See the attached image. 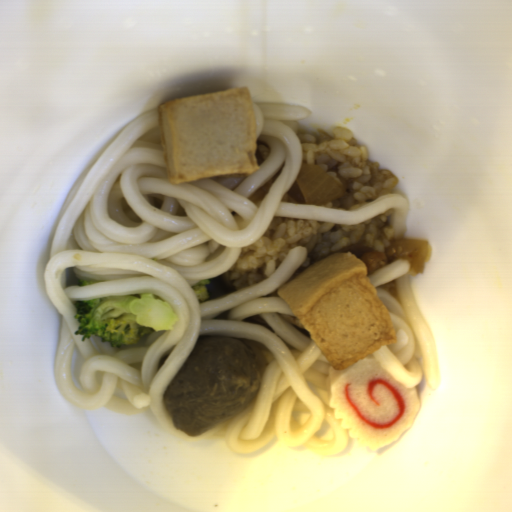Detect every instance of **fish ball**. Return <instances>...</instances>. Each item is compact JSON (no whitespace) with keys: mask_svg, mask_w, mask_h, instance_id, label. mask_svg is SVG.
Instances as JSON below:
<instances>
[{"mask_svg":"<svg viewBox=\"0 0 512 512\" xmlns=\"http://www.w3.org/2000/svg\"><path fill=\"white\" fill-rule=\"evenodd\" d=\"M334 371L347 370L393 344L395 322L353 254L336 252L276 290Z\"/></svg>","mask_w":512,"mask_h":512,"instance_id":"29854b86","label":"fish ball"},{"mask_svg":"<svg viewBox=\"0 0 512 512\" xmlns=\"http://www.w3.org/2000/svg\"><path fill=\"white\" fill-rule=\"evenodd\" d=\"M169 184L248 176L258 169V118L247 87L193 93L158 107Z\"/></svg>","mask_w":512,"mask_h":512,"instance_id":"53f4d19a","label":"fish ball"}]
</instances>
